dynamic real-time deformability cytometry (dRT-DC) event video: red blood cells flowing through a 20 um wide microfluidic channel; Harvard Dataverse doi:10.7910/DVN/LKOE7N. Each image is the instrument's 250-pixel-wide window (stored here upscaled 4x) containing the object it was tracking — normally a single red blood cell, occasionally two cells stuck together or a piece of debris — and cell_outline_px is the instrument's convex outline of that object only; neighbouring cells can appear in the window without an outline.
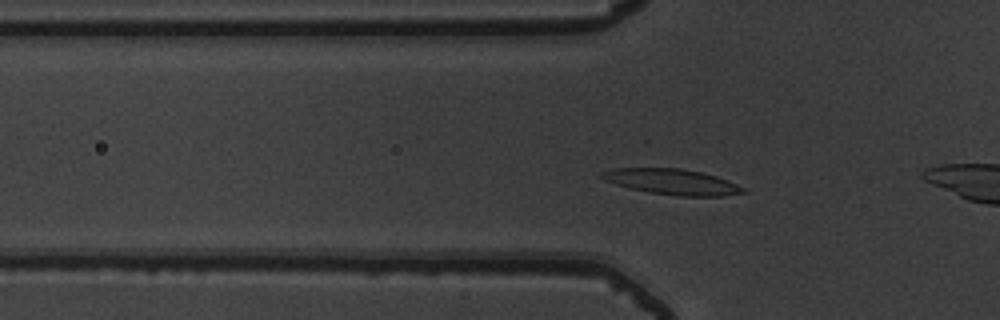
{"species": "common noctule bat (a hibernating species)", "species_latin": "Nyctalus noctula", "temperature_condition": "warm", "stored_images_in_passage": 49, "camera_frame_rate_fps": 3000, "um_per_image_px": 0.085, "animal": {"sex": "male", "body_mass_g": 19.5, "forearm_length_mm": 54.6}, "frame": {"image": 1, "passage_image": 13, "time_ms": 4.0, "image_size_px": [1000, 320], "cell_outline_px": [[748, 192], [724, 196], [676, 196], [648, 192], [616, 184], [604, 180], [600, 176], [600, 172], [616, 168], [680, 168], [700, 172], [716, 176], [728, 180], [748, 188]], "centroid_in_image_um": [57.19, 15.46], "position_along_channel_um": 68.6, "area_um2": 21.21}}
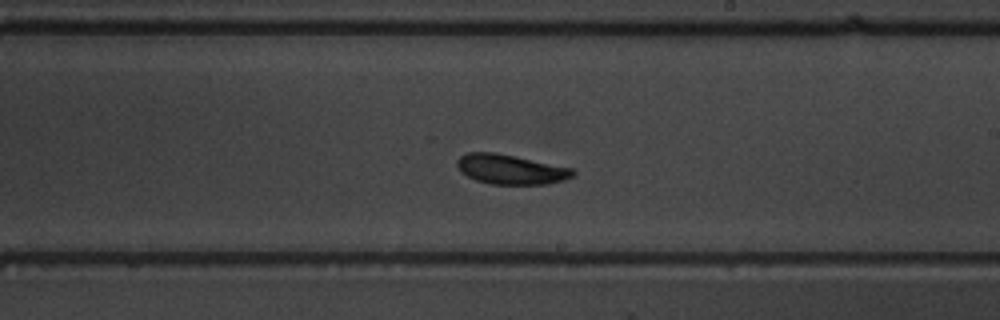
{"frame": {"image": 2, "passage_image": 27, "time_ms": 8.667, "image_size_px": [1000, 320], "cell_outline_px": [[576, 176], [564, 180], [548, 184], [492, 184], [476, 180], [460, 172], [456, 164], [456, 160], [460, 156], [468, 152], [496, 152], [572, 168], [576, 172]], "centroid_in_image_um": [43.41, 14.39], "position_along_channel_um": 245.6, "area_um2": 20.17}}
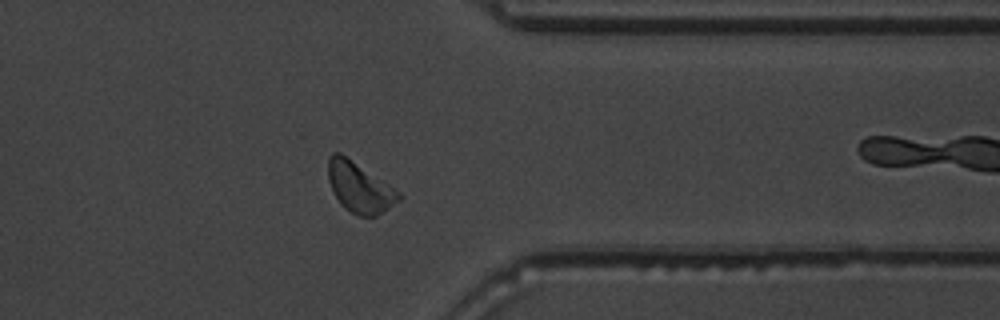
{"frame": {"image": 3, "passage_image": 38, "time_ms": 12.333, "image_size_px": [1000, 320], "cell_outline_px": [[404, 196], [400, 200], [376, 216], [356, 216], [344, 208], [340, 204], [328, 180], [328, 156], [332, 152], [340, 152], [400, 192]], "centroid_in_image_um": [30.55, 15.93], "position_along_channel_um": 380.9, "area_um2": 20.58}, "authors_computed_cell_mechanics": {"area_um2": 20.0566, "velocity_mm_per_s": 3.8201, "shape_relaxation_time_tau1_ms": 2.7202, "shape_relaxation_time_tau2_ms": 6.4401, "deformation_change_tau1": 0.1274, "deformation_change_tau2": 0.0878}}